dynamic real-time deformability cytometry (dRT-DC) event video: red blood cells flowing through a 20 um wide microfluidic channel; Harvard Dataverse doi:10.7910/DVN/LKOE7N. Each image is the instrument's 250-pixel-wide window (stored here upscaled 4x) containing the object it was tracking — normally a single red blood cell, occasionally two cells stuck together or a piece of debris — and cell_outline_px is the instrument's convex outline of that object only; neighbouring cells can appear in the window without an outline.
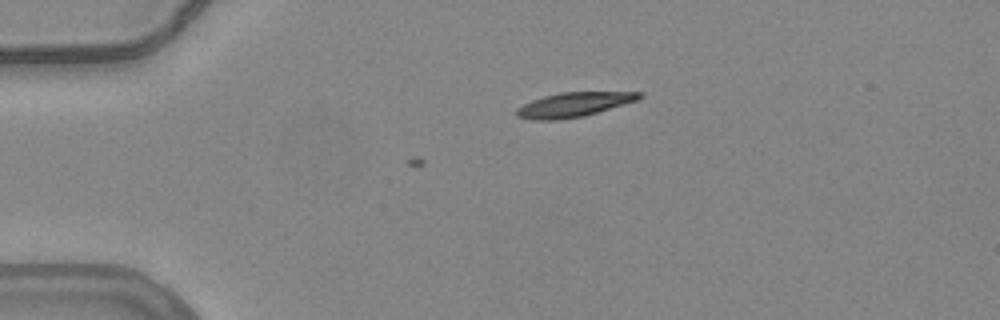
{"species": "common noctule bat (a hibernating species)", "species_latin": "Nyctalus noctula", "temperature_condition": "warm", "stored_images_in_passage": 2, "camera_frame_rate_fps": 3000, "um_per_image_px": 0.085, "animal": {"sex": "female", "body_mass_g": 24.6, "forearm_length_mm": 56.2}, "frame": {"image": 1, "passage_image": 2, "time_ms": 0.333, "image_size_px": [1000, 320], "cell_outline_px": [[644, 96], [636, 100], [584, 116], [560, 120], [532, 120], [516, 116], [516, 108], [532, 100], [544, 96], [560, 92], [644, 92]], "centroid_in_image_um": [48.74, 8.89], "position_along_channel_um": 36.3, "area_um2": 17.4}}